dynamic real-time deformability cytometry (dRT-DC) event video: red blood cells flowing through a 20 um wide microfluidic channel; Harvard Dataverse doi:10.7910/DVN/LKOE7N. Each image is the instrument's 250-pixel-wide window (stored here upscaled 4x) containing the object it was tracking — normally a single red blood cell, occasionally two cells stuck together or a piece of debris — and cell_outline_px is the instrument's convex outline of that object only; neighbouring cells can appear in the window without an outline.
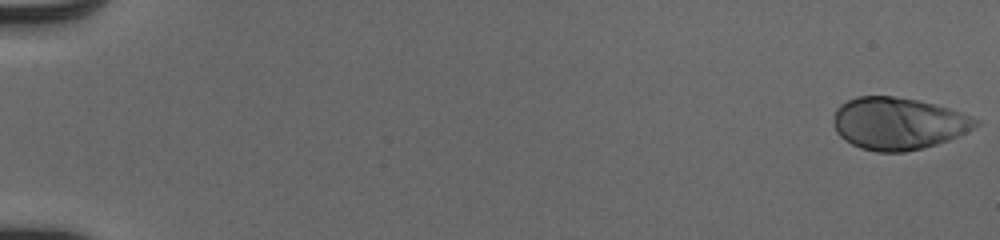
{"species": "human", "species_latin": "Homo sapiens", "temperature_condition": "cold", "stored_images_in_passage": 52, "camera_frame_rate_fps": 3000, "um_per_image_px": 0.085, "donor": {"sex": "male"}, "frame": {"image": 1, "passage_image": 1, "time_ms": 0.0, "image_size_px": [1000, 240], "cell_outline_px": [[980, 124], [960, 136], [924, 148], [904, 152], [876, 152], [860, 148], [844, 140], [836, 132], [832, 120], [836, 108], [840, 104], [856, 96], [892, 96], [916, 100], [948, 108], [960, 112], [980, 120]], "centroid_in_image_um": [76.32, 10.5], "position_along_channel_um": 8.7, "area_um2": 43.41}}
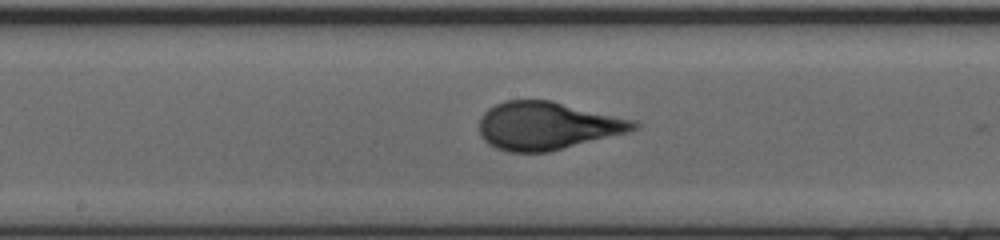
{"frame": {"image": 2, "passage_image": 29, "time_ms": 9.333, "image_size_px": [1000, 240], "cell_outline_px": [[640, 128], [632, 132], [548, 152], [508, 152], [496, 148], [488, 144], [480, 136], [480, 116], [488, 108], [504, 100], [552, 100], [636, 120], [640, 124]], "centroid_in_image_um": [46.56, 10.69], "position_along_channel_um": 201.6, "area_um2": 43.7}}
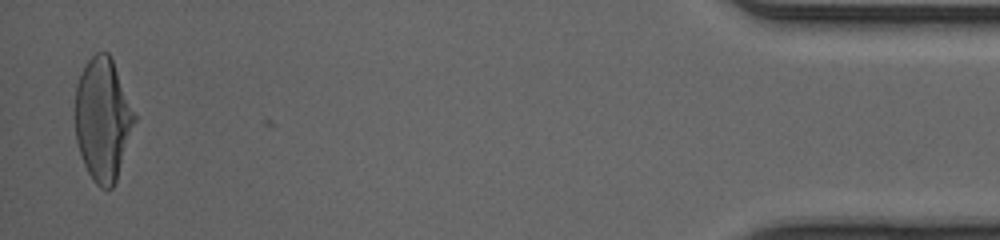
{"frame": {"image": 3, "passage_image": 51, "time_ms": 16.667, "image_size_px": [1000, 240], "cell_outline_px": [[136, 120], [116, 180], [112, 188], [108, 192], [100, 188], [96, 184], [88, 172], [84, 164], [76, 140], [76, 84], [84, 64], [96, 52], [108, 52], [112, 60], [136, 116]], "centroid_in_image_um": [8.73, 10.17], "position_along_channel_um": 426.5, "area_um2": 42.08}, "authors_computed_cell_mechanics": {"area_um2": 42.2229, "velocity_mm_per_s": 4.1103, "shape_relaxation_time_tau1_ms": 4.0186, "shape_relaxation_time_tau2_ms": null, "deformation_change_tau1": 0.2036, "deformation_change_tau2": null}}